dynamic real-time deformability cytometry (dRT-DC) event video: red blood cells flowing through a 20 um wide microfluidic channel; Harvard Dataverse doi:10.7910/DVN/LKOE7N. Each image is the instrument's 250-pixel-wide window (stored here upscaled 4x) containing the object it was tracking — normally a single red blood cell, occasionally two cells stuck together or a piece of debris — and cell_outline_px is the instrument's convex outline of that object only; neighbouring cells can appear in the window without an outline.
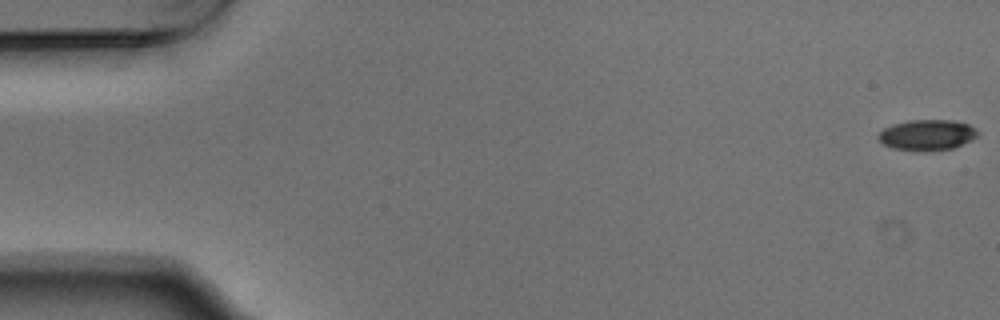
{"species": "Egyptian fruit bat (a non-hibernating species)", "species_latin": "Rousettus aegyptiacus", "temperature_condition": "warm", "stored_images_in_passage": 55, "camera_frame_rate_fps": 3000, "um_per_image_px": 0.085, "animal": {"sex": "male"}, "frame": {"image": 1, "passage_image": 1, "time_ms": 0.0, "image_size_px": [1000, 320], "cell_outline_px": [[980, 132], [972, 140], [952, 148], [924, 152], [892, 148], [884, 144], [876, 136], [884, 128], [892, 124], [908, 120], [952, 120], [968, 124]], "centroid_in_image_um": [78.79, 11.47], "position_along_channel_um": 6.2, "area_um2": 17.86}}
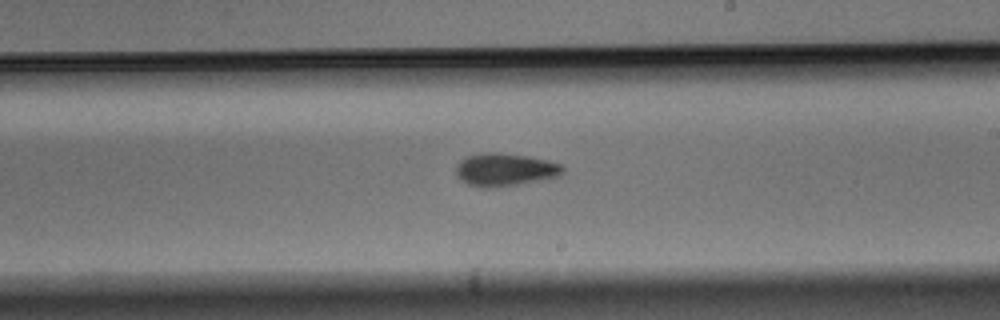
{"frame": {"image": 2, "passage_image": 32, "time_ms": 10.333, "image_size_px": [1000, 320], "cell_outline_px": [[564, 172], [560, 176], [496, 188], [484, 188], [468, 184], [460, 180], [456, 176], [456, 164], [460, 160], [468, 156], [484, 152], [500, 152], [528, 156], [548, 160], [564, 164]], "centroid_in_image_um": [42.92, 14.41], "position_along_channel_um": 246.1, "area_um2": 20.75}}
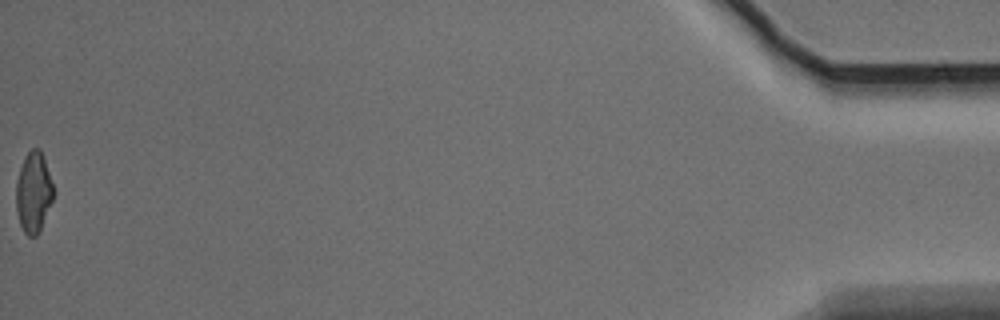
{"frame": {"image": 3, "passage_image": 55, "time_ms": 18.0, "image_size_px": [1000, 320], "cell_outline_px": [[52, 200], [40, 228], [36, 236], [28, 236], [24, 232], [20, 224], [16, 212], [16, 184], [20, 168], [24, 156], [32, 148], [40, 148], [44, 156], [52, 184]], "centroid_in_image_um": [2.82, 16.31], "position_along_channel_um": 432.4, "area_um2": 17.22}, "authors_computed_cell_mechanics": {"area_um2": 18.8428, "velocity_mm_per_s": 3.7295, "shape_relaxation_time_tau1_ms": 4.318, "shape_relaxation_time_tau2_ms": 5.8059, "deformation_change_tau1": 0.1504, "deformation_change_tau2": 0.1296}}